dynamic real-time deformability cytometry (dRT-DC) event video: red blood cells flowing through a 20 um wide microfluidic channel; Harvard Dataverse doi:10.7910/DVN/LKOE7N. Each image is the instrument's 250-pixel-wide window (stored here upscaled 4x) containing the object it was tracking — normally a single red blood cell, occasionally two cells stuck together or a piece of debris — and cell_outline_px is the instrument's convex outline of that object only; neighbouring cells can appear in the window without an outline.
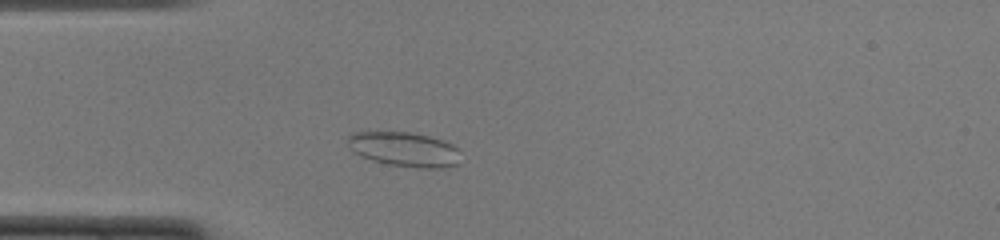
{"species": "common noctule bat (a hibernating species)", "species_latin": "Nyctalus noctula", "temperature_condition": "cold", "stored_images_in_passage": 45, "camera_frame_rate_fps": 3000, "um_per_image_px": 0.085, "animal": {"sex": "female", "body_mass_g": 22.0, "forearm_length_mm": 56.7}, "frame": {"image": 1, "passage_image": 9, "time_ms": 2.667, "image_size_px": [1000, 240], "cell_outline_px": [[460, 152], [456, 164], [444, 168], [416, 168], [388, 164], [372, 160], [360, 156], [352, 152], [348, 148], [348, 136], [352, 132], [408, 132], [428, 136], [444, 140], [452, 144]], "centroid_in_image_um": [34.33, 12.69], "position_along_channel_um": 50.7, "area_um2": 22.83}}
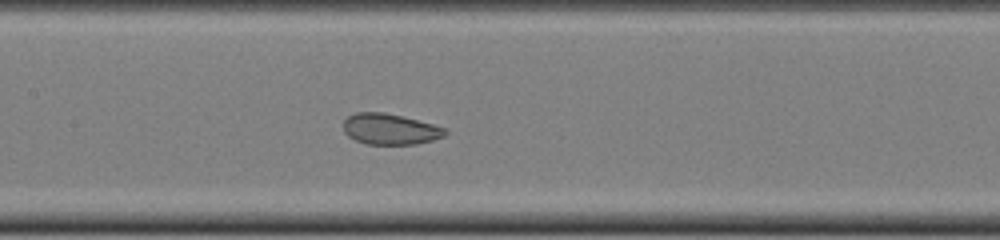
{"frame": {"image": 2, "passage_image": 19, "time_ms": 6.0, "image_size_px": [1000, 240], "cell_outline_px": [[448, 132], [444, 136], [432, 140], [416, 144], [364, 144], [348, 136], [344, 132], [344, 120], [348, 116], [356, 112], [384, 112], [432, 124], [444, 128]], "centroid_in_image_um": [33.12, 10.98], "position_along_channel_um": 174.3, "area_um2": 18.15}}
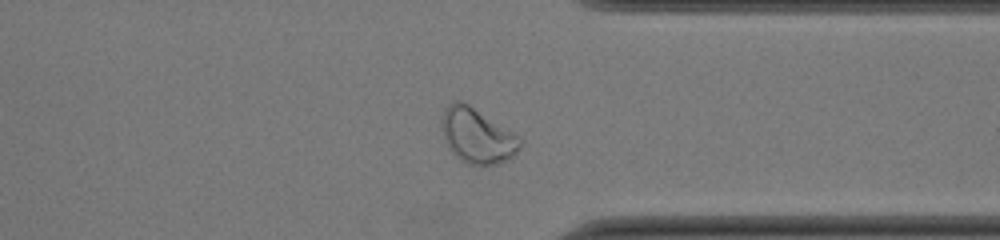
{"frame": {"image": 3, "passage_image": 34, "time_ms": 11.0, "image_size_px": [1000, 240], "cell_outline_px": [[520, 148], [508, 160], [496, 164], [468, 164], [460, 160], [448, 148], [444, 140], [440, 128], [440, 124], [444, 108], [452, 100], [460, 100], [468, 104], [520, 136]], "centroid_in_image_um": [40.51, 11.52], "position_along_channel_um": 370.9, "area_um2": 25.2}, "authors_computed_cell_mechanics": {"area_um2": 22.0218, "velocity_mm_per_s": 3.9732, "shape_relaxation_time_tau1_ms": null, "shape_relaxation_time_tau2_ms": 1.0273, "deformation_change_tau1": null, "deformation_change_tau2": 0.0545}}